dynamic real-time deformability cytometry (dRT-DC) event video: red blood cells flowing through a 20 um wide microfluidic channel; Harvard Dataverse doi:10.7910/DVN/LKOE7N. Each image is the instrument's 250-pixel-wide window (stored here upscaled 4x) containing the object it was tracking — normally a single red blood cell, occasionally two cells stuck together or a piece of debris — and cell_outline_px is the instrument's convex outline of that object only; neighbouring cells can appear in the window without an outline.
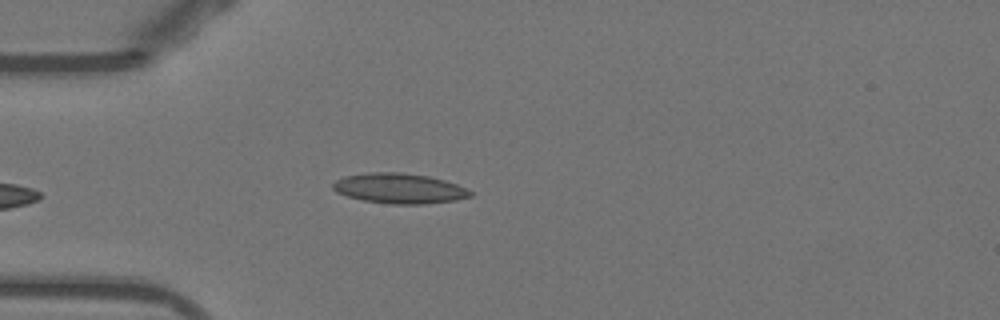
{"species": "Egyptian fruit bat (a non-hibernating species)", "species_latin": "Rousettus aegyptiacus", "temperature_condition": "warm", "stored_images_in_passage": 26, "camera_frame_rate_fps": 3000, "um_per_image_px": 0.085, "animal": {"sex": "female"}, "frame": {"image": 1, "passage_image": 3, "time_ms": 0.667, "image_size_px": [1000, 320], "cell_outline_px": [[472, 196], [456, 200], [424, 204], [392, 204], [364, 200], [348, 196], [336, 192], [332, 188], [332, 184], [336, 180], [344, 176], [368, 172], [400, 172], [428, 176], [444, 180], [456, 184], [472, 192]], "centroid_in_image_um": [33.92, 16.01], "position_along_channel_um": 51.1, "area_um2": 24.04}}
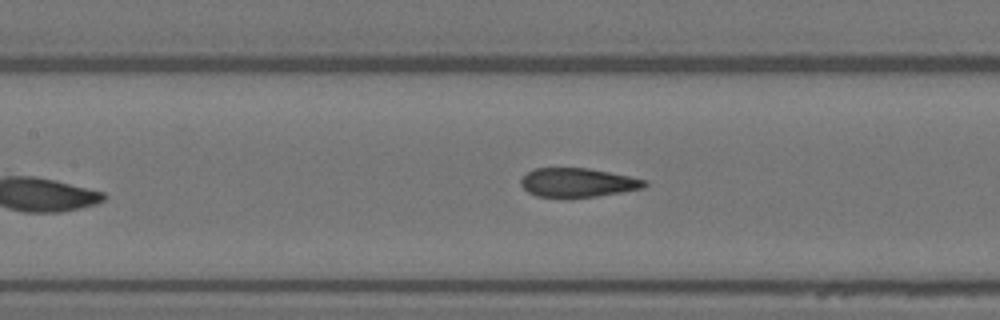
{"frame": {"image": 2, "passage_image": 12, "time_ms": 3.667, "image_size_px": [1000, 320], "cell_outline_px": [[648, 184], [644, 188], [596, 196], [568, 200], [536, 196], [528, 192], [520, 184], [520, 180], [528, 172], [536, 168], [588, 168], [648, 180]], "centroid_in_image_um": [49.08, 15.55], "position_along_channel_um": 158.3, "area_um2": 21.33}}
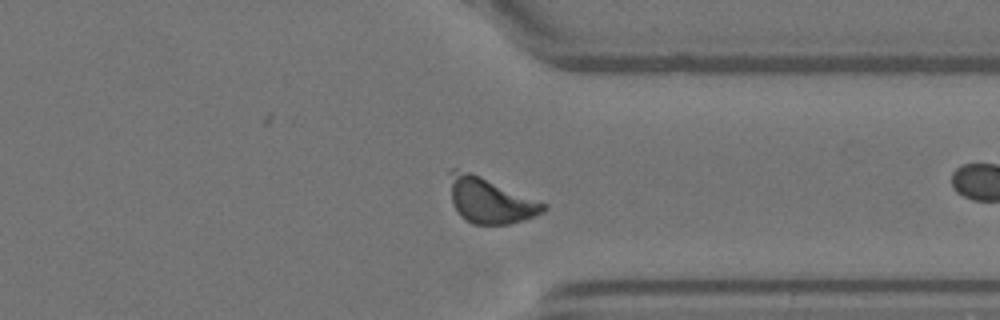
{"frame": {"image": 3, "passage_image": 25, "time_ms": 8.0, "image_size_px": [1000, 320], "cell_outline_px": [[548, 208], [544, 212], [524, 220], [508, 224], [472, 224], [460, 216], [452, 204], [448, 172], [452, 168], [456, 168], [480, 176], [548, 204]], "centroid_in_image_um": [41.64, 17.04], "position_along_channel_um": 369.8, "area_um2": 24.91}}